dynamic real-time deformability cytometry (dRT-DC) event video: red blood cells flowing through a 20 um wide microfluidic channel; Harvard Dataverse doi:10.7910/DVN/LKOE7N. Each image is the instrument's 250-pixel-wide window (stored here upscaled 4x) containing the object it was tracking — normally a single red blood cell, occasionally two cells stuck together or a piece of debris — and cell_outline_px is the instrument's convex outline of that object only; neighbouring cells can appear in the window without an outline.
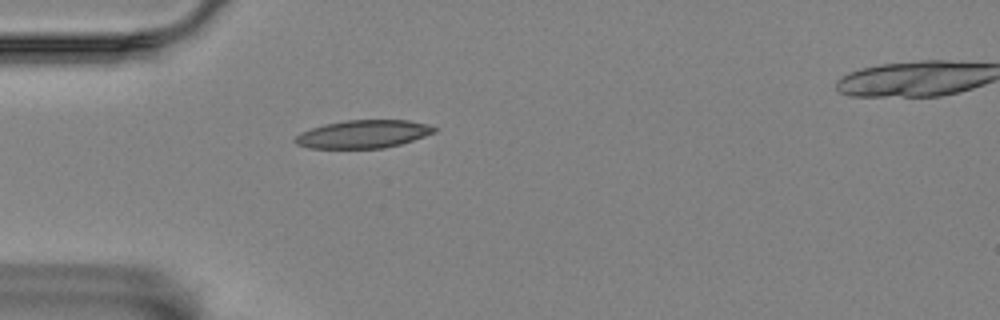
{"species": "Egyptian fruit bat (a non-hibernating species)", "species_latin": "Rousettus aegyptiacus", "temperature_condition": "room temperature", "stored_images_in_passage": 2, "segment_of_instrument_passage": [1, 2], "camera_frame_rate_fps": 3000, "um_per_image_px": 0.085, "animal": {"sex": "female"}, "frame": {"image": 1, "passage_image": 1, "time_ms": 0.0, "image_size_px": [1000, 320], "cell_outline_px": [[440, 128], [436, 132], [400, 144], [384, 148], [308, 148], [296, 144], [292, 140], [300, 132], [324, 124], [344, 120], [408, 120], [428, 124]], "centroid_in_image_um": [30.87, 11.39], "position_along_channel_um": 54.1, "area_um2": 22.83}}